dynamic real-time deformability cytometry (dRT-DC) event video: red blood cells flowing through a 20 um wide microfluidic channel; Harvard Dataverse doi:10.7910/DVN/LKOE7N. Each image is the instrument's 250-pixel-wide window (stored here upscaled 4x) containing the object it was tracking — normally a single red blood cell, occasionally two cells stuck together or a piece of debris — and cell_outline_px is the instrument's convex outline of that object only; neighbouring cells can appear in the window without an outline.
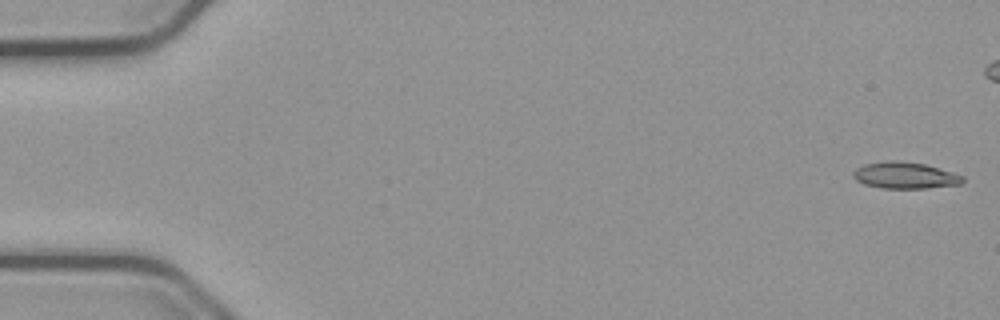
{"species": "common noctule bat (a hibernating species)", "species_latin": "Nyctalus noctula", "temperature_condition": "cold", "stored_images_in_passage": 40, "camera_frame_rate_fps": 3000, "um_per_image_px": 0.085, "animal": {"sex": "male", "body_mass_g": 23.1, "forearm_length_mm": 52.7}, "frame": {"image": 1, "passage_image": 1, "time_ms": 0.0, "image_size_px": [1000, 320], "cell_outline_px": [[964, 180], [960, 184], [924, 188], [880, 188], [864, 184], [856, 180], [852, 176], [852, 172], [856, 168], [864, 164], [892, 160], [896, 160], [924, 164], [952, 172], [964, 176]], "centroid_in_image_um": [76.88, 14.91], "position_along_channel_um": 8.1, "area_um2": 16.82}}
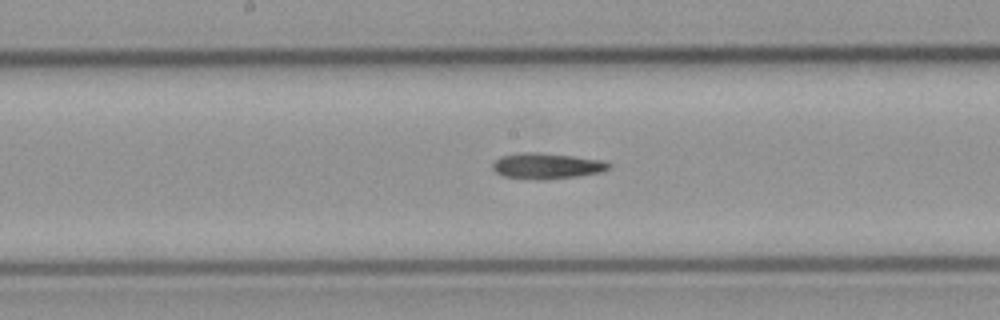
{"frame": {"image": 2, "passage_image": 28, "time_ms": 9.0, "image_size_px": [1000, 320], "cell_outline_px": [[612, 168], [600, 172], [576, 176], [544, 180], [536, 180], [504, 176], [496, 172], [492, 168], [492, 164], [500, 156], [524, 152], [536, 152], [572, 156], [600, 160], [612, 164]], "centroid_in_image_um": [46.47, 14.11], "position_along_channel_um": 201.7, "area_um2": 17.4}}
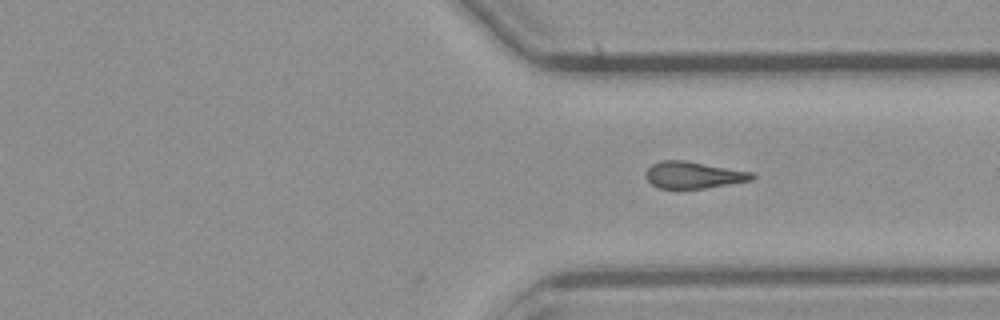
{"frame": {"image": 3, "passage_image": 40, "time_ms": 13.0, "image_size_px": [1000, 320], "cell_outline_px": [[756, 176], [752, 180], [704, 188], [660, 188], [652, 184], [648, 180], [648, 168], [652, 164], [660, 160], [684, 160], [756, 172]], "centroid_in_image_um": [59.02, 14.86], "position_along_channel_um": 352.4, "area_um2": 16.47}}